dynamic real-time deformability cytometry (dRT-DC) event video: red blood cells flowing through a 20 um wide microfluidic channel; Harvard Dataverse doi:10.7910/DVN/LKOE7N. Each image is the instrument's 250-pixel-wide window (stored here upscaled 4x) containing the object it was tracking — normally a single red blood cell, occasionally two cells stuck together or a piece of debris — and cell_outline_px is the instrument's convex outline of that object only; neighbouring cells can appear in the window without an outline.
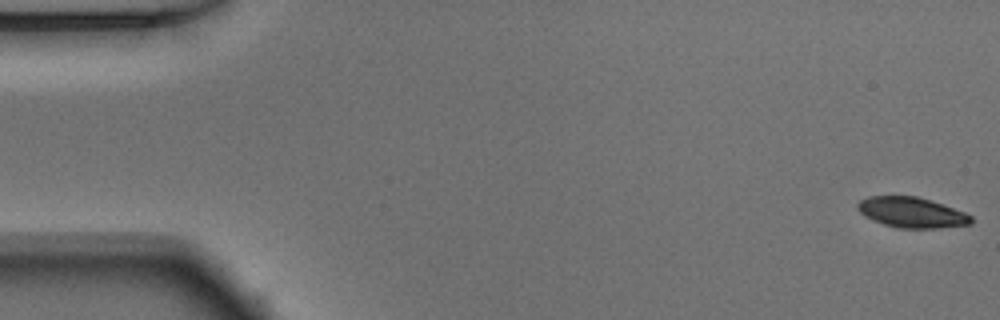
{"species": "Egyptian fruit bat (a non-hibernating species)", "species_latin": "Rousettus aegyptiacus", "temperature_condition": "warm", "stored_images_in_passage": 52, "camera_frame_rate_fps": 3000, "um_per_image_px": 0.085, "animal": {"sex": "male"}, "frame": {"image": 1, "passage_image": 1, "time_ms": 0.0, "image_size_px": [1000, 320], "cell_outline_px": [[972, 224], [940, 228], [900, 228], [884, 224], [872, 220], [864, 216], [856, 208], [856, 204], [860, 200], [868, 196], [916, 196], [964, 212], [972, 216]], "centroid_in_image_um": [77.46, 18.06], "position_along_channel_um": 7.5, "area_um2": 20.0}}
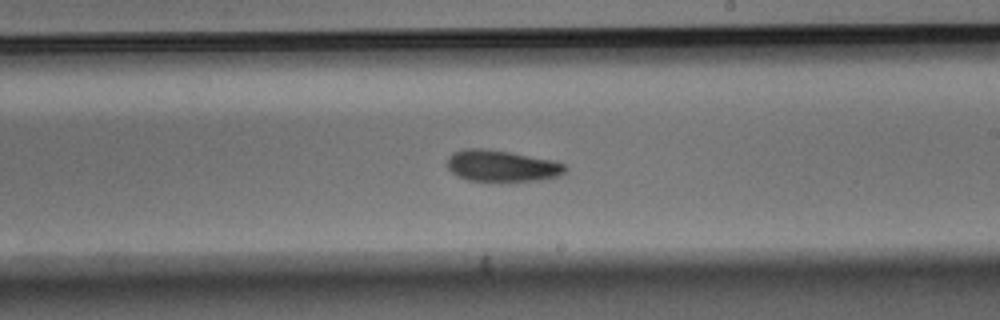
{"frame": {"image": 2, "passage_image": 30, "time_ms": 9.667, "image_size_px": [1000, 320], "cell_outline_px": [[568, 168], [564, 172], [556, 176], [544, 180], [508, 184], [468, 180], [456, 176], [448, 168], [448, 156], [452, 152], [464, 148], [480, 148], [508, 152], [552, 160], [564, 164]], "centroid_in_image_um": [42.64, 14.15], "position_along_channel_um": 246.4, "area_um2": 22.37}}
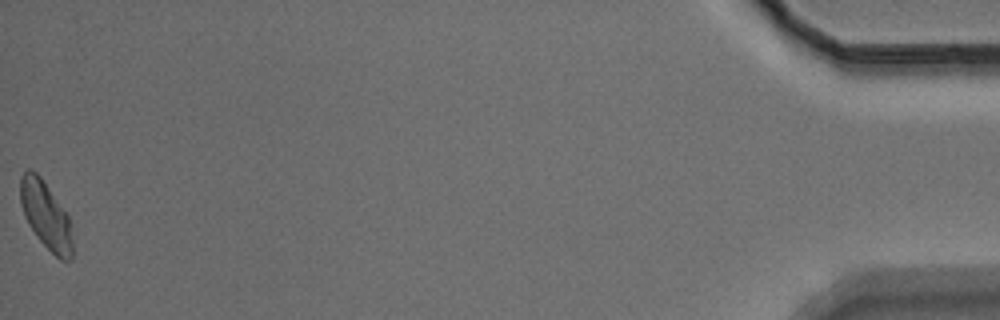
{"frame": {"image": 3, "passage_image": 52, "time_ms": 17.0, "image_size_px": [1000, 320], "cell_outline_px": [[72, 260], [60, 260], [36, 236], [28, 224], [24, 216], [20, 204], [20, 176], [28, 168], [32, 168], [40, 176], [68, 216], [72, 240]], "centroid_in_image_um": [3.86, 18.28], "position_along_channel_um": 431.3, "area_um2": 20.29}, "authors_computed_cell_mechanics": {"area_um2": 21.2993, "velocity_mm_per_s": 3.8878, "shape_relaxation_time_tau1_ms": 2.8015, "shape_relaxation_time_tau2_ms": null, "deformation_change_tau1": 0.1127, "deformation_change_tau2": null}}